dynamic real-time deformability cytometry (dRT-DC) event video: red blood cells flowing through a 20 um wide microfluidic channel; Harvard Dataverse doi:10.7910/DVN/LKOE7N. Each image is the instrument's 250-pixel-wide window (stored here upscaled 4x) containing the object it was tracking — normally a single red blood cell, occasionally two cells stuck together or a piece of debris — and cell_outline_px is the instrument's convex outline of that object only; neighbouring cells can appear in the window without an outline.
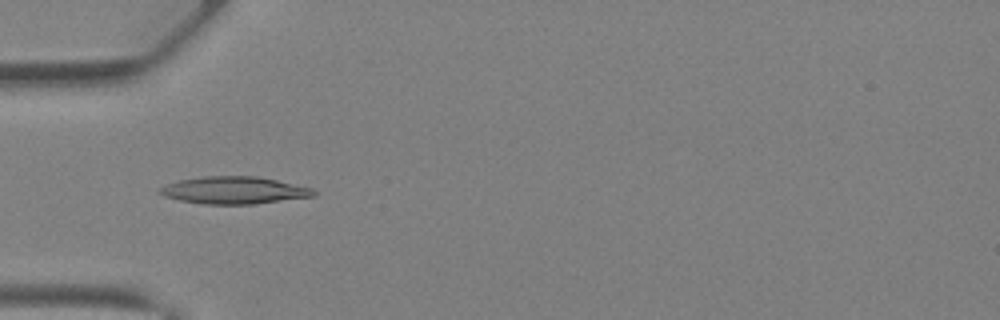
{"species": "Egyptian fruit bat (a non-hibernating species)", "species_latin": "Rousettus aegyptiacus", "temperature_condition": "warm", "stored_images_in_passage": 34, "camera_frame_rate_fps": 3000, "um_per_image_px": 0.085, "animal": {"sex": "female"}, "frame": {"image": 1, "passage_image": 7, "time_ms": 2.0, "image_size_px": [1000, 320], "cell_outline_px": [[316, 196], [256, 204], [204, 204], [180, 200], [164, 196], [156, 192], [160, 188], [168, 184], [180, 180], [204, 176], [256, 176], [276, 180], [312, 188], [316, 192]], "centroid_in_image_um": [19.91, 16.18], "position_along_channel_um": 65.1, "area_um2": 24.39}}
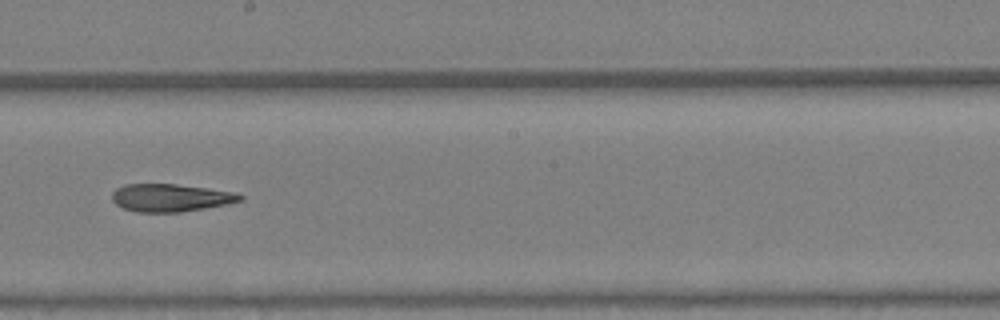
{"frame": {"image": 2, "passage_image": 17, "time_ms": 5.333, "image_size_px": [1000, 320], "cell_outline_px": [[244, 200], [204, 208], [180, 212], [136, 212], [124, 208], [116, 204], [112, 200], [112, 192], [116, 188], [124, 184], [176, 184], [208, 188], [236, 192], [244, 196]], "centroid_in_image_um": [14.49, 16.8], "position_along_channel_um": 233.7, "area_um2": 20.69}}
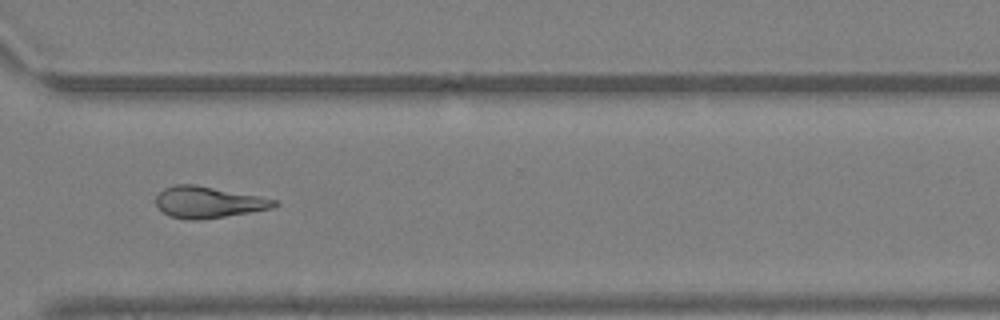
{"frame": {"image": 3, "passage_image": 24, "time_ms": 7.667, "image_size_px": [1000, 320], "cell_outline_px": [[280, 204], [272, 208], [224, 216], [196, 220], [188, 220], [168, 216], [156, 204], [156, 196], [164, 188], [176, 184], [192, 184], [256, 196], [276, 200]], "centroid_in_image_um": [17.66, 17.19], "position_along_channel_um": 352.9, "area_um2": 21.15}}